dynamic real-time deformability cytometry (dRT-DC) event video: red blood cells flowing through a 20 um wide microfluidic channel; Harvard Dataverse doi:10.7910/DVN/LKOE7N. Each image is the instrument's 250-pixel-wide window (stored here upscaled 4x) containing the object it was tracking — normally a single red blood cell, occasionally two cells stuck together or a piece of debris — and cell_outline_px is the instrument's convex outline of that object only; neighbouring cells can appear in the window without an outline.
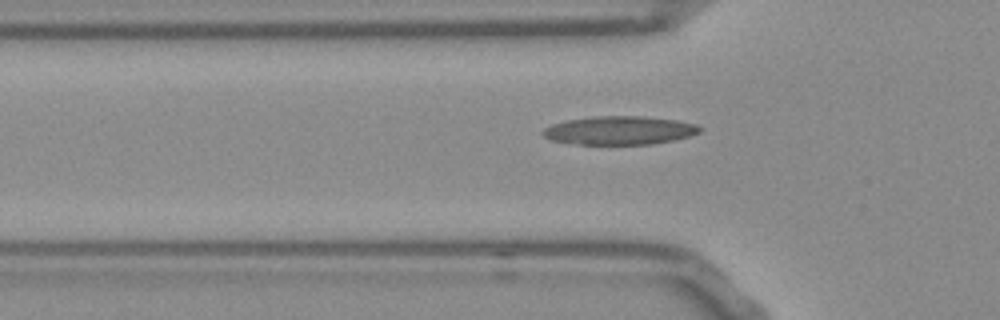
{"species": "Egyptian fruit bat (a non-hibernating species)", "species_latin": "Rousettus aegyptiacus", "temperature_condition": "room temperature", "stored_images_in_passage": 32, "camera_frame_rate_fps": 3000, "um_per_image_px": 0.085, "frame": {"image": 1, "passage_image": 2, "time_ms": 0.333, "image_size_px": [1000, 320], "cell_outline_px": [[700, 132], [688, 136], [672, 140], [652, 144], [580, 144], [552, 140], [544, 136], [540, 132], [544, 128], [552, 124], [568, 120], [596, 116], [644, 116], [676, 120], [696, 124], [700, 128]], "centroid_in_image_um": [52.64, 11.08], "position_along_channel_um": 73.2, "area_um2": 25.78}}
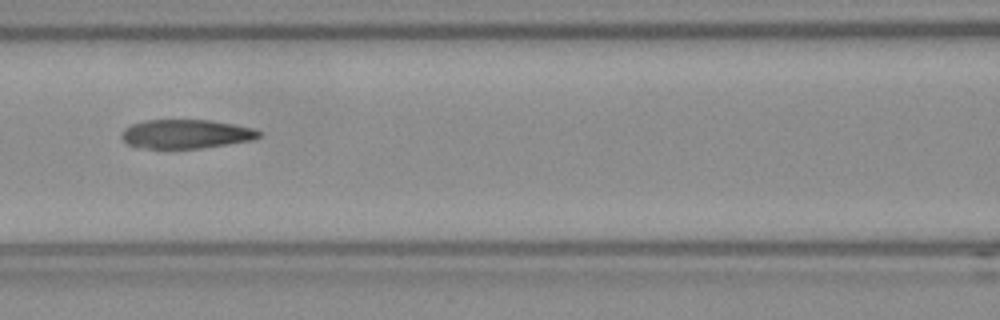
{"frame": {"image": 2, "passage_image": 8, "time_ms": 2.333, "image_size_px": [1000, 320], "cell_outline_px": [[260, 136], [252, 140], [228, 144], [200, 148], [148, 148], [128, 144], [120, 136], [124, 128], [132, 124], [144, 120], [208, 120], [232, 124], [252, 128], [260, 132]], "centroid_in_image_um": [15.79, 11.38], "position_along_channel_um": 150.8, "area_um2": 22.89}}
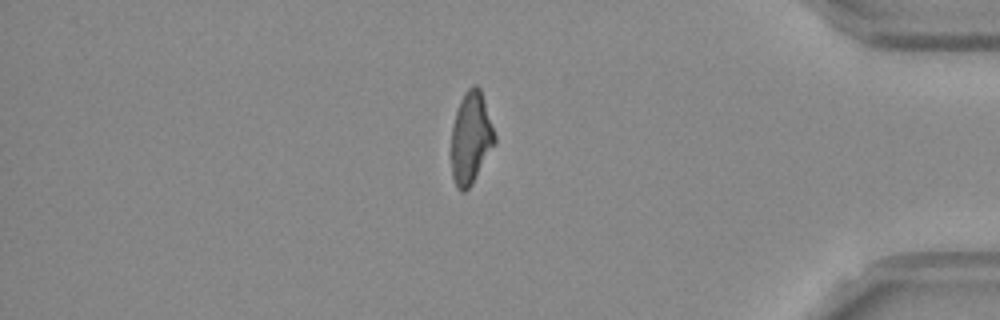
{"frame": {"image": 3, "passage_image": 30, "time_ms": 9.667, "image_size_px": [1000, 320], "cell_outline_px": [[496, 140], [472, 184], [464, 192], [460, 192], [456, 188], [452, 176], [452, 124], [460, 100], [464, 92], [472, 84], [476, 84], [480, 88], [496, 136]], "centroid_in_image_um": [40.01, 11.71], "position_along_channel_um": 395.2, "area_um2": 23.06}}